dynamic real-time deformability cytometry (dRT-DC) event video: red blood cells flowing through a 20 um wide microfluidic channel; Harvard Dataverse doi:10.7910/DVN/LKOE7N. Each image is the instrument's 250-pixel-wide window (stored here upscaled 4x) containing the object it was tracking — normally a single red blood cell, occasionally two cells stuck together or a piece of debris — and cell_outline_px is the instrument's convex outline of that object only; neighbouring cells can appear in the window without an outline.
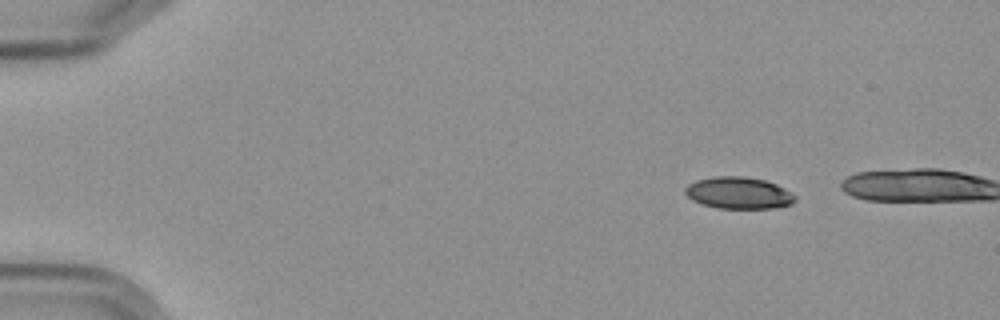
{"species": "Egyptian fruit bat (a non-hibernating species)", "species_latin": "Rousettus aegyptiacus", "temperature_condition": "cold", "stored_images_in_passage": 3, "camera_frame_rate_fps": 3000, "um_per_image_px": 0.085, "frame": {"image": 1, "passage_image": 1, "time_ms": 0.0, "image_size_px": [1000, 320], "cell_outline_px": [[796, 200], [792, 204], [776, 208], [716, 208], [692, 200], [684, 192], [684, 188], [688, 184], [696, 180], [712, 176], [744, 176], [764, 180], [776, 184], [784, 188], [796, 196]], "centroid_in_image_um": [62.78, 16.39], "position_along_channel_um": 22.2, "area_um2": 20.46}}